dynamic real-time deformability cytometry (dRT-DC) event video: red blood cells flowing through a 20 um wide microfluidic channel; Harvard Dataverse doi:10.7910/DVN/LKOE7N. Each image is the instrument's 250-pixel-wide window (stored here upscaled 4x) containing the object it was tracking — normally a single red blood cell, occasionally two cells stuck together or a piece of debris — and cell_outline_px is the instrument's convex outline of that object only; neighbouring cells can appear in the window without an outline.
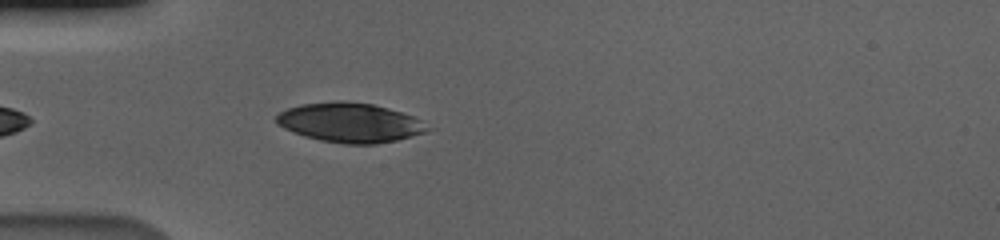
{"species": "human", "species_latin": "Homo sapiens", "temperature_condition": "cold", "stored_images_in_passage": 28, "camera_frame_rate_fps": 3000, "um_per_image_px": 0.085, "donor": {"sex": "male"}, "frame": {"image": 1, "passage_image": 3, "time_ms": 0.667, "image_size_px": [1000, 240], "cell_outline_px": [[436, 128], [424, 132], [396, 140], [376, 144], [344, 144], [320, 140], [304, 136], [284, 128], [276, 124], [276, 116], [280, 112], [288, 108], [300, 104], [340, 100], [372, 104], [388, 108], [412, 116]], "centroid_in_image_um": [29.75, 10.42], "position_along_channel_um": 55.2, "area_um2": 34.8}}
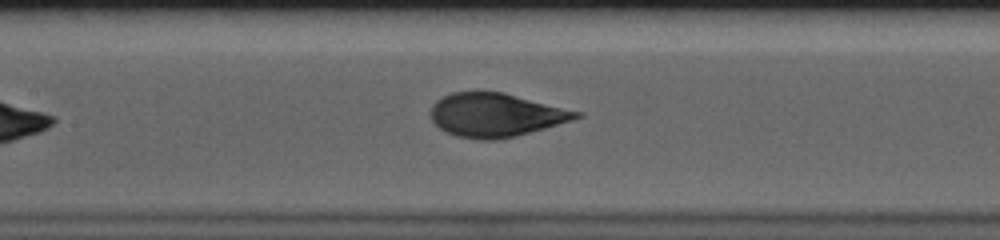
{"frame": {"image": 2, "passage_image": 13, "time_ms": 4.0, "image_size_px": [1000, 240], "cell_outline_px": [[584, 116], [572, 120], [516, 136], [496, 140], [480, 140], [456, 136], [444, 132], [432, 120], [432, 104], [436, 100], [452, 92], [504, 92], [584, 112]], "centroid_in_image_um": [42.17, 9.77], "position_along_channel_um": 165.2, "area_um2": 37.05}}
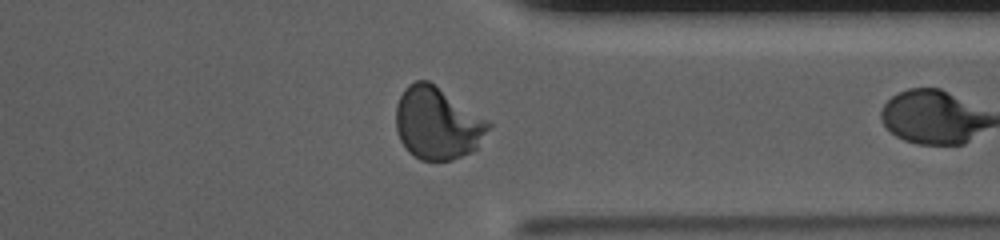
{"frame": {"image": 3, "passage_image": 27, "time_ms": 8.667, "image_size_px": [1000, 240], "cell_outline_px": [[492, 124], [476, 148], [472, 152], [452, 160], [420, 160], [412, 156], [408, 152], [400, 140], [396, 128], [396, 104], [404, 88], [408, 84], [416, 80], [428, 80]], "centroid_in_image_um": [37.13, 10.49], "position_along_channel_um": 374.3, "area_um2": 38.61}}